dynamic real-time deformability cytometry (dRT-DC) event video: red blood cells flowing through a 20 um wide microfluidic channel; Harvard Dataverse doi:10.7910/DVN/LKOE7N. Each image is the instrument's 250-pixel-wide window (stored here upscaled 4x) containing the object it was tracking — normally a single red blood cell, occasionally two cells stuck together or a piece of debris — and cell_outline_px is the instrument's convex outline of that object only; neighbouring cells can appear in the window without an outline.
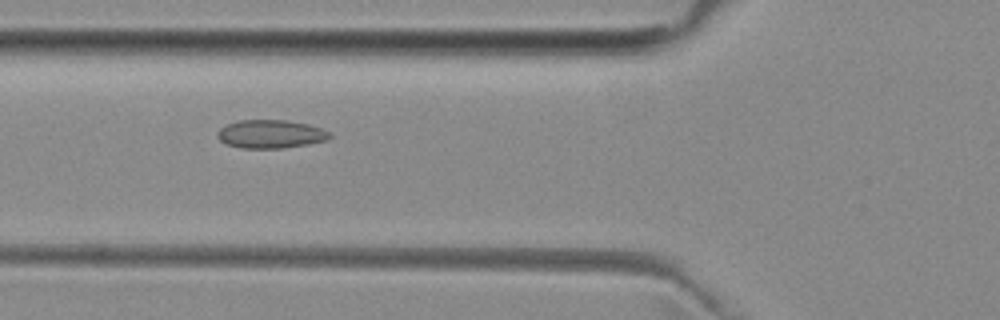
{"species": "common noctule bat (a hibernating species)", "species_latin": "Nyctalus noctula", "temperature_condition": "room temperature", "stored_images_in_passage": 7, "camera_frame_rate_fps": 3000, "um_per_image_px": 0.085, "animal": {"sex": "female", "body_mass_g": 29.2, "forearm_length_mm": 56.3}, "frame": {"image": 1, "passage_image": 5, "time_ms": 5.333, "image_size_px": [1000, 320], "cell_outline_px": [[332, 136], [328, 140], [308, 144], [284, 148], [240, 148], [224, 144], [216, 136], [216, 132], [220, 128], [228, 124], [240, 120], [288, 120], [308, 124], [320, 128], [328, 132]], "centroid_in_image_um": [22.98, 11.4], "position_along_channel_um": 102.8, "area_um2": 18.67}}
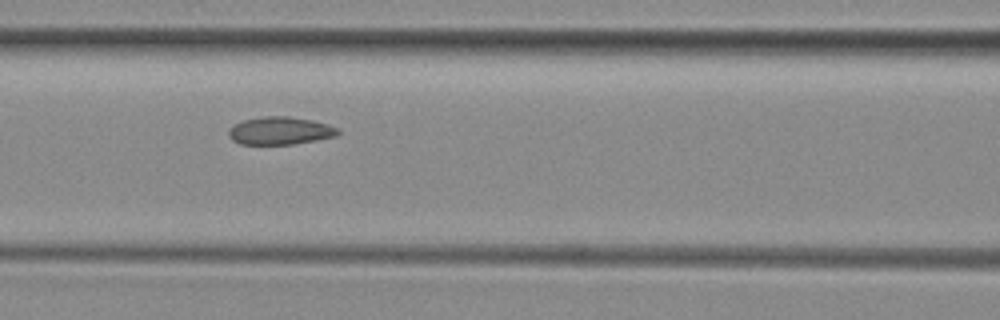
{"frame": {"image": 2, "passage_image": 6, "time_ms": 6.333, "image_size_px": [1000, 320], "cell_outline_px": [[340, 132], [336, 136], [316, 140], [292, 144], [240, 144], [232, 140], [228, 136], [228, 132], [236, 124], [244, 120], [264, 116], [288, 116], [312, 120], [328, 124], [340, 128]], "centroid_in_image_um": [23.85, 11.11], "position_along_channel_um": 142.8, "area_um2": 17.63}}
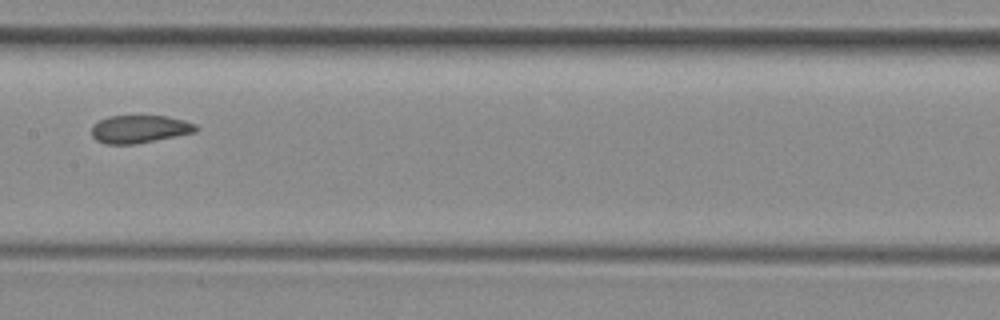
{"frame": {"image": 3, "passage_image": 7, "time_ms": 7.667, "image_size_px": [1000, 320], "cell_outline_px": [[196, 132], [136, 144], [104, 144], [96, 140], [92, 136], [92, 124], [108, 116], [164, 116], [184, 120], [196, 124]], "centroid_in_image_um": [11.83, 10.98], "position_along_channel_um": 195.6, "area_um2": 16.88}}